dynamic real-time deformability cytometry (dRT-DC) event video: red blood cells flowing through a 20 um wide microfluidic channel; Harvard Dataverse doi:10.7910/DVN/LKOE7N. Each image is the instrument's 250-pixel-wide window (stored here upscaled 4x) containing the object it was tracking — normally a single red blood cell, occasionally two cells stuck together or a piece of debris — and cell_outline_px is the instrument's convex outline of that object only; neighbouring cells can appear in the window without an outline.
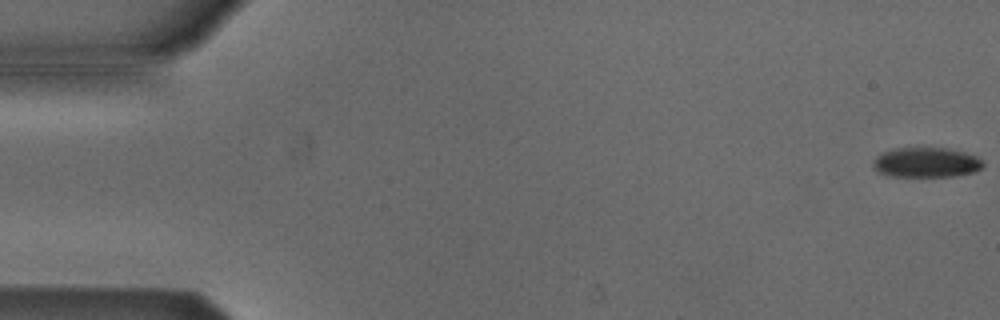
{"species": "Egyptian fruit bat (a non-hibernating species)", "species_latin": "Rousettus aegyptiacus", "temperature_condition": "cold", "stored_images_in_passage": 54, "camera_frame_rate_fps": 3000, "um_per_image_px": 0.085, "animal": {"sex": "male"}, "frame": {"image": 1, "passage_image": 1, "time_ms": 0.0, "image_size_px": [1000, 320], "cell_outline_px": [[984, 164], [980, 168], [972, 172], [956, 176], [892, 176], [880, 172], [872, 164], [872, 160], [876, 156], [884, 152], [896, 148], [948, 148], [964, 152], [976, 156]], "centroid_in_image_um": [78.72, 13.8], "position_along_channel_um": 6.3, "area_um2": 18.9}}
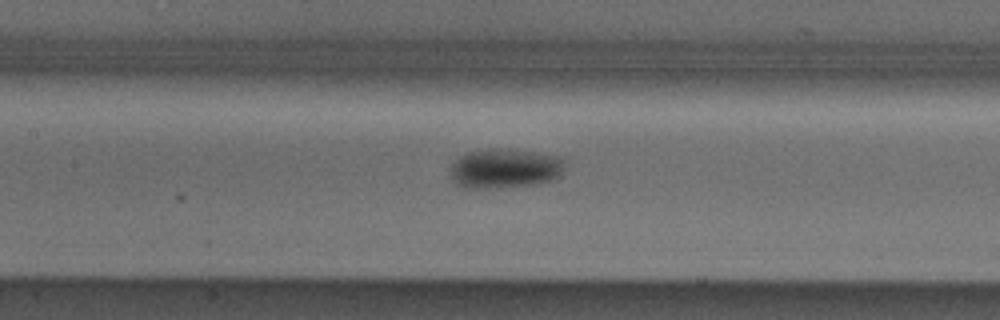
{"frame": {"image": 2, "passage_image": 25, "time_ms": 8.0, "image_size_px": [1000, 320], "cell_outline_px": [[564, 168], [560, 176], [556, 180], [540, 184], [496, 188], [464, 188], [456, 184], [448, 172], [452, 164], [460, 156], [468, 152], [492, 148], [500, 148], [532, 152], [560, 156], [564, 160]], "centroid_in_image_um": [42.92, 14.33], "position_along_channel_um": 164.5, "area_um2": 26.82}}
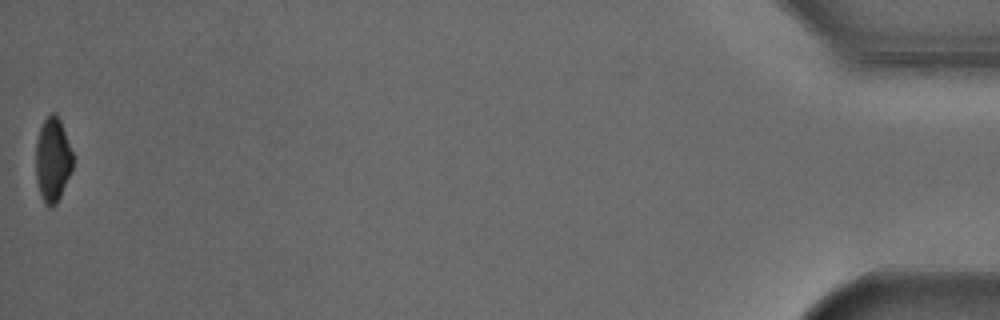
{"frame": {"image": 3, "passage_image": 54, "time_ms": 17.667, "image_size_px": [1000, 320], "cell_outline_px": [[72, 168], [60, 196], [56, 204], [52, 208], [48, 208], [44, 204], [36, 180], [36, 140], [40, 128], [44, 120], [52, 112], [56, 112], [60, 120], [72, 152]], "centroid_in_image_um": [4.46, 13.59], "position_along_channel_um": 430.7, "area_um2": 18.03}, "authors_computed_cell_mechanics": {"area_um2": 21.5305, "velocity_mm_per_s": 3.8336, "shape_relaxation_time_tau1_ms": 3.1173, "shape_relaxation_time_tau2_ms": null, "deformation_change_tau1": 0.1013, "deformation_change_tau2": null}}